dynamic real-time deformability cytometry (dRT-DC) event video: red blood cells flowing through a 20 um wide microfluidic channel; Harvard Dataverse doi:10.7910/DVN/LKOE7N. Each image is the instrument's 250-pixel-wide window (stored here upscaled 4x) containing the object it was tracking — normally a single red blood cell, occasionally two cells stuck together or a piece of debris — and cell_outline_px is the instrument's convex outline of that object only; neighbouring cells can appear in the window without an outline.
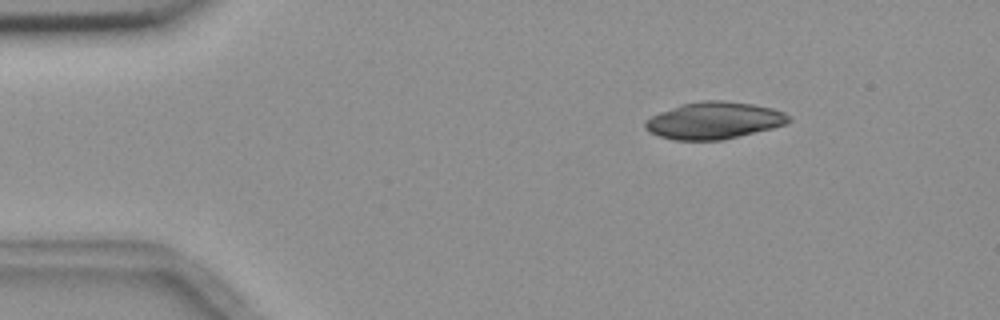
{"species": "common noctule bat (a hibernating species)", "species_latin": "Nyctalus noctula", "temperature_condition": "room temperature", "stored_images_in_passage": 4, "segment_of_instrument_passage": [1, 2], "camera_frame_rate_fps": 3000, "um_per_image_px": 0.085, "animal": {"sex": "female", "body_mass_g": 18.4}, "frame": {"image": 1, "passage_image": 1, "time_ms": 0.0, "image_size_px": [1000, 320], "cell_outline_px": [[792, 120], [788, 124], [724, 140], [676, 140], [660, 136], [648, 132], [644, 128], [644, 120], [660, 112], [680, 104], [704, 100], [720, 100], [752, 104], [772, 108], [784, 112]], "centroid_in_image_um": [60.68, 10.24], "position_along_channel_um": 24.3, "area_um2": 31.04}}